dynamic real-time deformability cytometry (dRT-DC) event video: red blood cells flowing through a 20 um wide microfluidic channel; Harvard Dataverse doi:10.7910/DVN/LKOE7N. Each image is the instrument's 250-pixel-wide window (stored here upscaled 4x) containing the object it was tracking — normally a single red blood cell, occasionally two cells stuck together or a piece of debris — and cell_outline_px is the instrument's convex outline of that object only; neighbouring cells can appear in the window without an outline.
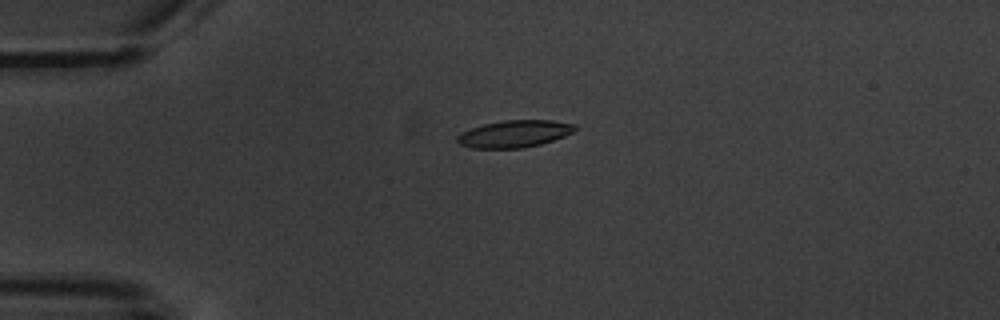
{"species": "common noctule bat (a hibernating species)", "species_latin": "Nyctalus noctula", "temperature_condition": "warm", "stored_images_in_passage": 8, "camera_frame_rate_fps": 3000, "um_per_image_px": 0.085, "animal": {"sex": "male", "body_mass_g": 20.1, "forearm_length_mm": 53.5}, "frame": {"image": 1, "passage_image": 2, "time_ms": 1.0, "image_size_px": [1000, 320], "cell_outline_px": [[576, 128], [572, 132], [564, 136], [540, 144], [520, 148], [472, 148], [460, 144], [456, 140], [456, 136], [472, 128], [484, 124], [504, 120], [552, 120], [576, 124]], "centroid_in_image_um": [43.73, 11.37], "position_along_channel_um": 41.3, "area_um2": 18.38}}
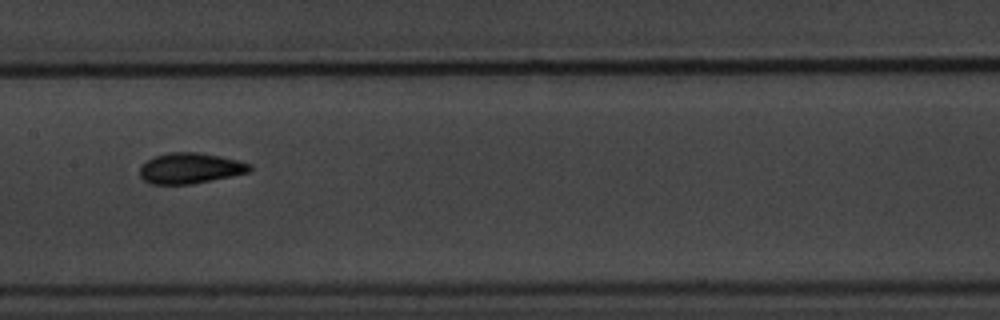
{"frame": {"image": 2, "passage_image": 6, "time_ms": 6.0, "image_size_px": [1000, 320], "cell_outline_px": [[252, 168], [248, 172], [232, 176], [192, 184], [152, 184], [144, 180], [140, 176], [140, 164], [152, 156], [168, 152], [200, 152], [220, 156], [252, 164]], "centroid_in_image_um": [16.13, 14.29], "position_along_channel_um": 191.3, "area_um2": 19.83}}
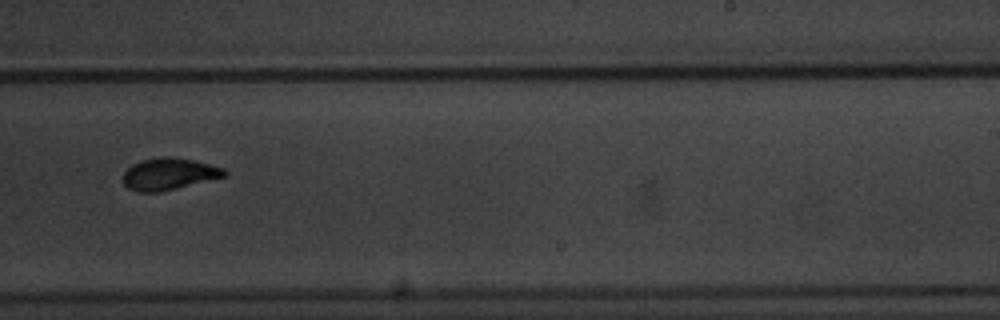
{"frame": {"image": 3, "passage_image": 8, "time_ms": 8.333, "image_size_px": [1000, 320], "cell_outline_px": [[228, 176], [160, 192], [136, 192], [128, 188], [124, 184], [124, 172], [132, 164], [140, 160], [160, 156], [164, 156], [192, 160], [224, 168], [228, 172]], "centroid_in_image_um": [14.36, 14.79], "position_along_channel_um": 274.6, "area_um2": 18.84}}